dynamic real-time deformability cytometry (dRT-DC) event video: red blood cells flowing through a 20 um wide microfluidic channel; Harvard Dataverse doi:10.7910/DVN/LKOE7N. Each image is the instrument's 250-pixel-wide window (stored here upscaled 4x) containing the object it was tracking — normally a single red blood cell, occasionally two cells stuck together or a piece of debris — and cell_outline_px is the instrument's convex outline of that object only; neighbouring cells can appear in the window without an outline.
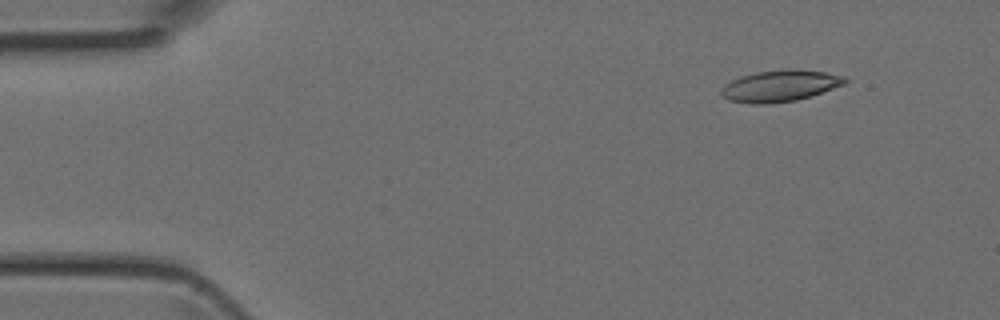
{"species": "Egyptian fruit bat (a non-hibernating species)", "species_latin": "Rousettus aegyptiacus", "temperature_condition": "room temperature", "stored_images_in_passage": 4, "camera_frame_rate_fps": 3000, "um_per_image_px": 0.085, "animal": {"sex": "female"}, "frame": {"image": 1, "passage_image": 2, "time_ms": 0.333, "image_size_px": [1000, 320], "cell_outline_px": [[848, 80], [844, 84], [812, 96], [796, 100], [772, 104], [752, 104], [728, 100], [720, 96], [720, 88], [724, 84], [740, 76], [756, 72], [824, 72], [844, 76]], "centroid_in_image_um": [66.21, 7.36], "position_along_channel_um": 18.8, "area_um2": 21.96}}